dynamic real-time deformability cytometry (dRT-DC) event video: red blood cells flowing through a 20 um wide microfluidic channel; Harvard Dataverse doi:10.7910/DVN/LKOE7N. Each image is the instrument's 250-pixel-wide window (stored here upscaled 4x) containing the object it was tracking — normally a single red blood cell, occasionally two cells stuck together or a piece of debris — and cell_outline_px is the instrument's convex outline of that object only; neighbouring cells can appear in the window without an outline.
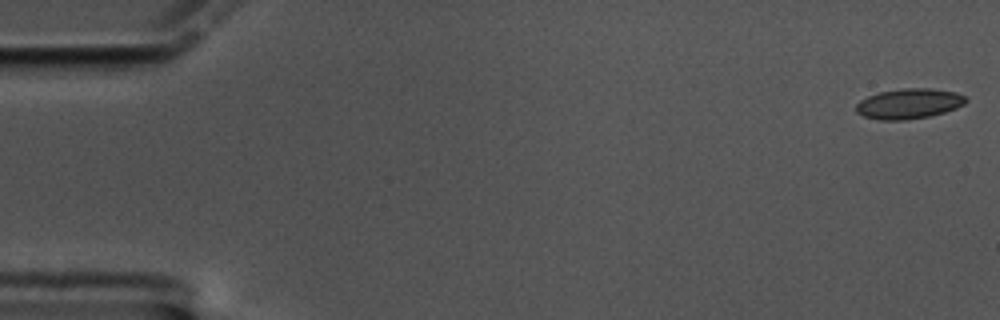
{"species": "common noctule bat (a hibernating species)", "species_latin": "Nyctalus noctula", "temperature_condition": "cold", "stored_images_in_passage": 59, "camera_frame_rate_fps": 3000, "um_per_image_px": 0.085, "animal": {"sex": "male", "body_mass_g": 17.5, "forearm_length_mm": 52.3}, "frame": {"image": 1, "passage_image": 1, "time_ms": 0.0, "image_size_px": [1000, 320], "cell_outline_px": [[968, 100], [964, 104], [956, 108], [944, 112], [928, 116], [904, 120], [880, 120], [864, 116], [856, 112], [856, 104], [860, 100], [868, 96], [880, 92], [904, 88], [932, 88], [956, 92], [964, 96]], "centroid_in_image_um": [77.26, 8.81], "position_along_channel_um": 7.7, "area_um2": 19.25}}
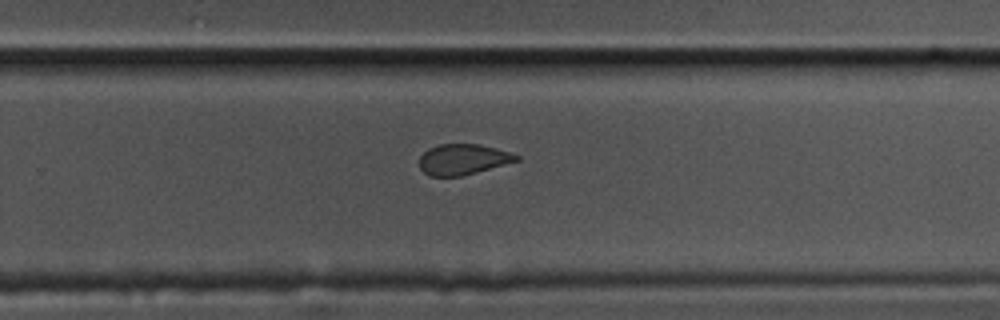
{"frame": {"image": 2, "passage_image": 38, "time_ms": 12.333, "image_size_px": [1000, 320], "cell_outline_px": [[520, 160], [476, 172], [460, 176], [428, 176], [420, 168], [420, 156], [428, 148], [440, 144], [480, 144], [496, 148], [520, 156]], "centroid_in_image_um": [39.34, 13.54], "position_along_channel_um": 290.5, "area_um2": 17.22}}
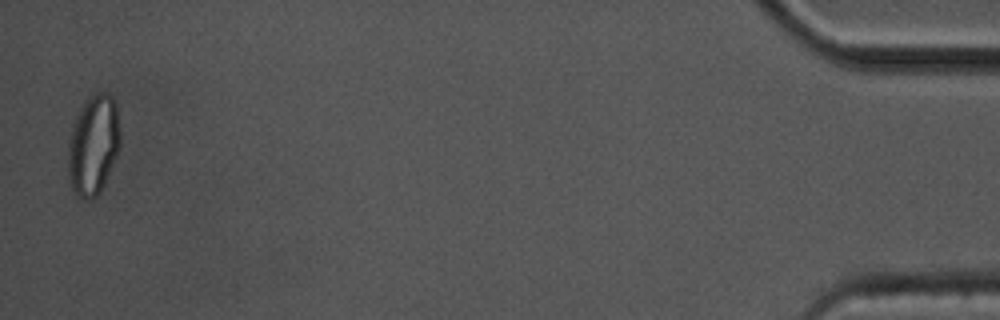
{"frame": {"image": 3, "passage_image": 58, "time_ms": 19.0, "image_size_px": [1000, 320], "cell_outline_px": [[120, 144], [116, 156], [104, 184], [100, 192], [96, 196], [84, 200], [72, 188], [68, 176], [68, 144], [76, 116], [84, 100], [96, 92], [104, 92], [112, 96], [116, 104], [120, 132]], "centroid_in_image_um": [7.93, 12.29], "position_along_channel_um": 427.3, "area_um2": 30.23}, "authors_computed_cell_mechanics": {"area_um2": 18.9006, "velocity_mm_per_s": 3.4089, "shape_relaxation_time_tau1_ms": null, "shape_relaxation_time_tau2_ms": 1.7863, "deformation_change_tau1": null, "deformation_change_tau2": 0.072}}